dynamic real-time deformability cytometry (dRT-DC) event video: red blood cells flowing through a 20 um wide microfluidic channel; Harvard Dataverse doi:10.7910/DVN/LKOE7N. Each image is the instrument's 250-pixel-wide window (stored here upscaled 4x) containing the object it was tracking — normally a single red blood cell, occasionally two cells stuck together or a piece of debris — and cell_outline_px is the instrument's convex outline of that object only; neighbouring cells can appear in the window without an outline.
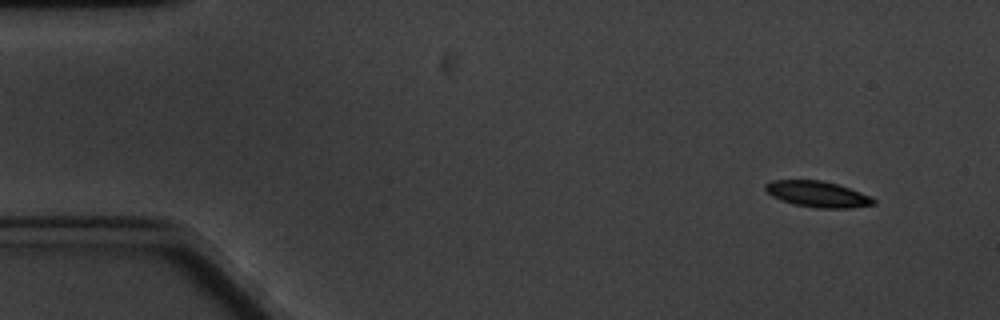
{"species": "common noctule bat (a hibernating species)", "species_latin": "Nyctalus noctula", "temperature_condition": "cold", "stored_images_in_passage": 57, "camera_frame_rate_fps": 3000, "um_per_image_px": 0.085, "animal": {"sex": "male", "body_mass_g": 20.1, "forearm_length_mm": 53.5}, "frame": {"image": 1, "passage_image": 1, "time_ms": 0.0, "image_size_px": [1000, 320], "cell_outline_px": [[876, 204], [852, 208], [820, 208], [796, 204], [780, 200], [772, 196], [764, 188], [764, 184], [772, 180], [820, 180], [836, 184], [872, 196], [876, 200]], "centroid_in_image_um": [69.51, 16.5], "position_along_channel_um": 15.5, "area_um2": 16.3}}
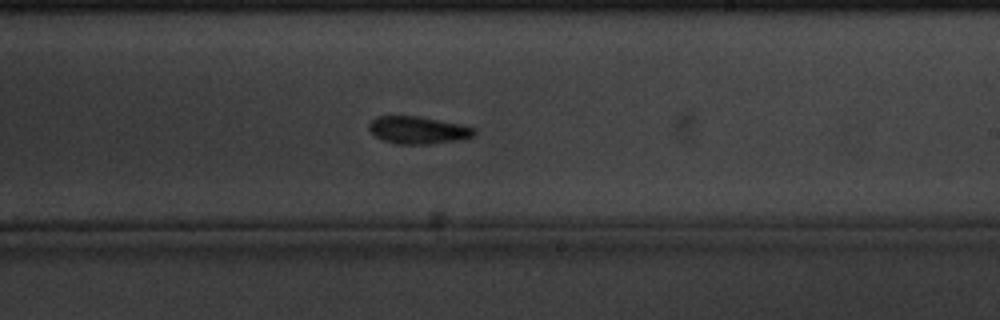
{"frame": {"image": 2, "passage_image": 32, "time_ms": 10.333, "image_size_px": [1000, 320], "cell_outline_px": [[476, 132], [472, 136], [460, 140], [428, 144], [396, 144], [380, 140], [368, 128], [368, 124], [376, 116], [416, 116], [460, 124], [476, 128]], "centroid_in_image_um": [35.51, 11.07], "position_along_channel_um": 253.5, "area_um2": 16.82}}
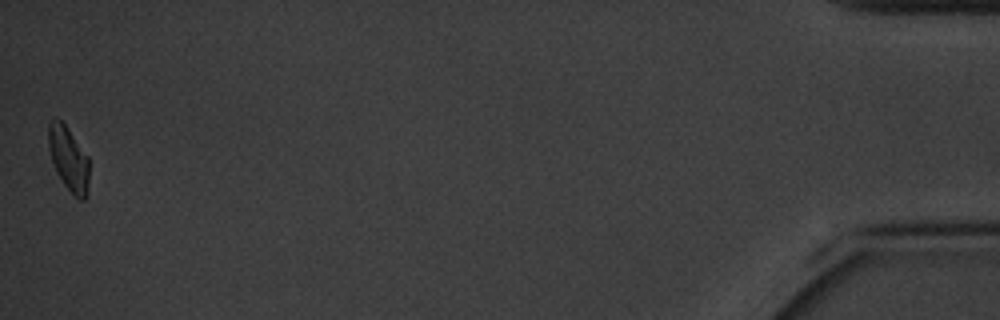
{"frame": {"image": 3, "passage_image": 57, "time_ms": 18.667, "image_size_px": [1000, 320], "cell_outline_px": [[88, 196], [84, 200], [80, 200], [64, 184], [56, 172], [48, 148], [48, 124], [52, 116], [56, 116], [68, 128], [88, 156]], "centroid_in_image_um": [5.81, 13.45], "position_along_channel_um": 429.4, "area_um2": 15.32}, "authors_computed_cell_mechanics": {"area_um2": 16.8198, "velocity_mm_per_s": 3.2486, "shape_relaxation_time_tau1_ms": 3.831, "shape_relaxation_time_tau2_ms": null, "deformation_change_tau1": 0.0998, "deformation_change_tau2": null}}